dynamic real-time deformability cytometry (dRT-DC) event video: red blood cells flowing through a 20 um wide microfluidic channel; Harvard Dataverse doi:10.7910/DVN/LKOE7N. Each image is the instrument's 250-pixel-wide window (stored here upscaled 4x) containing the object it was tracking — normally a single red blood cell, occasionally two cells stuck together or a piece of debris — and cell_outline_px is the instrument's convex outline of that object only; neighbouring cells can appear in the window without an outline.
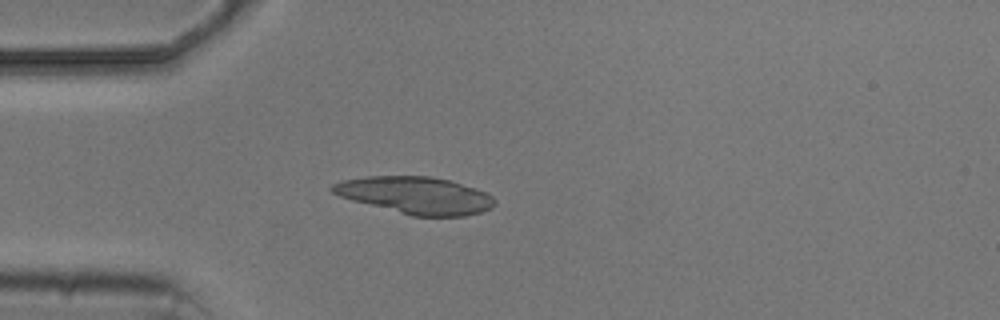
{"species": "common noctule bat (a hibernating species)", "species_latin": "Nyctalus noctula", "temperature_condition": "cold", "stored_images_in_passage": 1, "camera_frame_rate_fps": 3000, "um_per_image_px": 0.085, "animal": {"sex": "male", "body_mass_g": 20.5, "forearm_length_mm": 52.5}, "frame": {"image": 1, "passage_image": 1, "time_ms": 0.0, "image_size_px": [1000, 320], "cell_outline_px": [[496, 204], [492, 208], [480, 212], [464, 216], [412, 216], [352, 200], [340, 196], [332, 192], [328, 188], [332, 184], [340, 180], [364, 176], [432, 176], [448, 180], [476, 188], [488, 192], [496, 200]], "centroid_in_image_um": [35.32, 16.59], "position_along_channel_um": 49.7, "area_um2": 35.26}}